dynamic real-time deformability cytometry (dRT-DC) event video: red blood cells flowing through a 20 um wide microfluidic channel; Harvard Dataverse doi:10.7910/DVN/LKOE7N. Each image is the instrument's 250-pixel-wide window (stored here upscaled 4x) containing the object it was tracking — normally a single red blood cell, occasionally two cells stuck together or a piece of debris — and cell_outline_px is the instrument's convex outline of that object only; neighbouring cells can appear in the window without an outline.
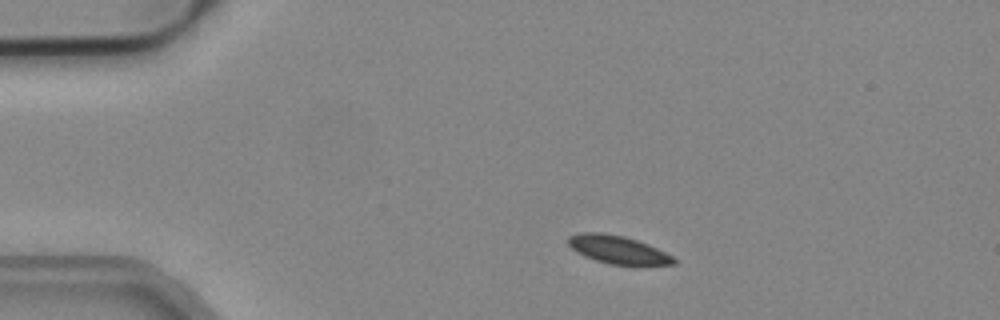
{"species": "common noctule bat (a hibernating species)", "species_latin": "Nyctalus noctula", "temperature_condition": "cold", "stored_images_in_passage": 44, "camera_frame_rate_fps": 3000, "um_per_image_px": 0.085, "animal": {"sex": "male", "body_mass_g": 19.2, "forearm_length_mm": 51.8}, "frame": {"image": 1, "passage_image": 1, "time_ms": 0.0, "image_size_px": [1000, 320], "cell_outline_px": [[676, 264], [612, 264], [596, 260], [584, 256], [572, 248], [568, 244], [568, 236], [580, 232], [600, 232], [624, 236], [648, 244], [672, 256], [676, 260]], "centroid_in_image_um": [52.48, 21.2], "position_along_channel_um": 32.5, "area_um2": 16.88}}
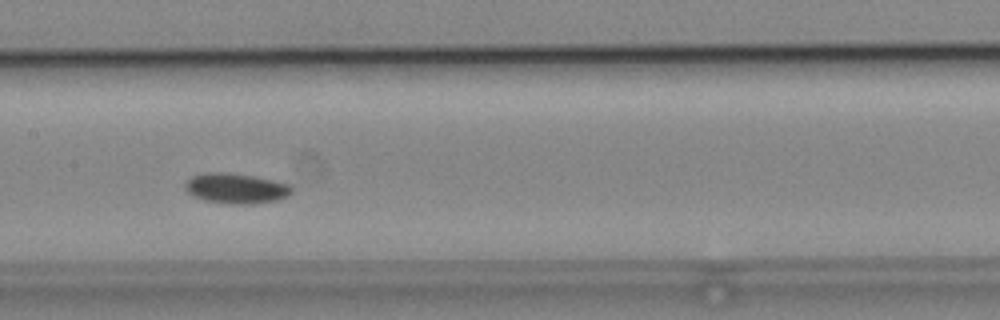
{"frame": {"image": 2, "passage_image": 17, "time_ms": 5.333, "image_size_px": [1000, 320], "cell_outline_px": [[292, 192], [288, 196], [276, 200], [252, 204], [232, 204], [204, 200], [188, 192], [184, 188], [184, 184], [192, 176], [204, 172], [220, 172], [252, 176], [272, 180], [288, 184], [292, 188]], "centroid_in_image_um": [20.04, 16.01], "position_along_channel_um": 187.4, "area_um2": 18.55}}
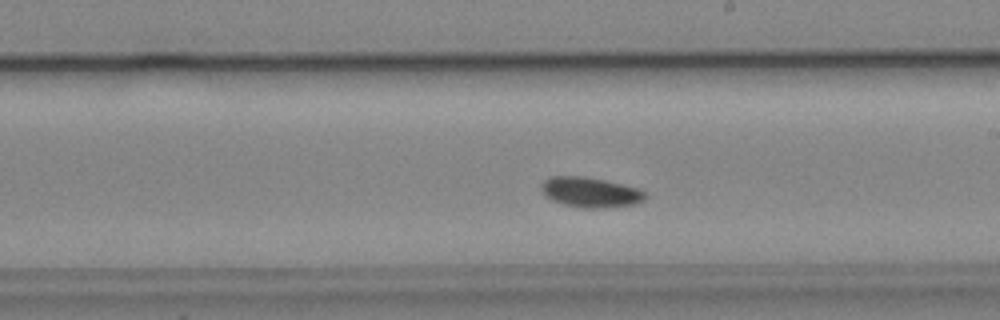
{"frame": {"image": 3, "passage_image": 21, "time_ms": 6.667, "image_size_px": [1000, 320], "cell_outline_px": [[648, 196], [644, 200], [636, 204], [604, 208], [580, 208], [564, 204], [552, 200], [544, 196], [540, 188], [544, 180], [552, 176], [584, 176], [604, 180], [636, 188], [644, 192]], "centroid_in_image_um": [50.16, 16.35], "position_along_channel_um": 238.8, "area_um2": 18.26}}